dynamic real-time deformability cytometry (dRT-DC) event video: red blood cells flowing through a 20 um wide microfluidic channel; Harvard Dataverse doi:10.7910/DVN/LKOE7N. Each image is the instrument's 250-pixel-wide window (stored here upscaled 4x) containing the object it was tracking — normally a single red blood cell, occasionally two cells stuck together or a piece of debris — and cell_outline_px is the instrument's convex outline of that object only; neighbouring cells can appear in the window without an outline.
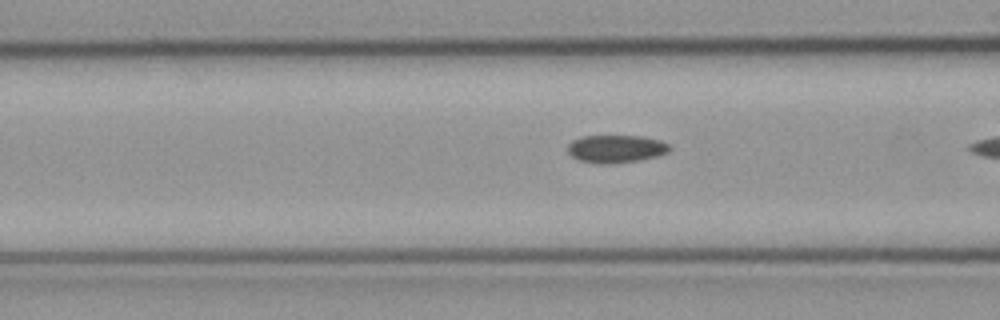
{"species": "common noctule bat (a hibernating species)", "species_latin": "Nyctalus noctula", "temperature_condition": "cold", "stored_images_in_passage": 17, "camera_frame_rate_fps": 3000, "um_per_image_px": 0.085, "animal": {"sex": "male", "body_mass_g": 23.1, "forearm_length_mm": 52.7}, "frame": {"image": 1, "passage_image": 16, "time_ms": 5.0, "image_size_px": [1000, 320], "cell_outline_px": [[672, 148], [668, 152], [656, 156], [640, 160], [612, 164], [604, 164], [580, 160], [572, 156], [568, 152], [568, 144], [572, 140], [580, 136], [644, 136], [660, 140], [668, 144]], "centroid_in_image_um": [52.37, 12.64], "position_along_channel_um": 114.2, "area_um2": 16.53}}